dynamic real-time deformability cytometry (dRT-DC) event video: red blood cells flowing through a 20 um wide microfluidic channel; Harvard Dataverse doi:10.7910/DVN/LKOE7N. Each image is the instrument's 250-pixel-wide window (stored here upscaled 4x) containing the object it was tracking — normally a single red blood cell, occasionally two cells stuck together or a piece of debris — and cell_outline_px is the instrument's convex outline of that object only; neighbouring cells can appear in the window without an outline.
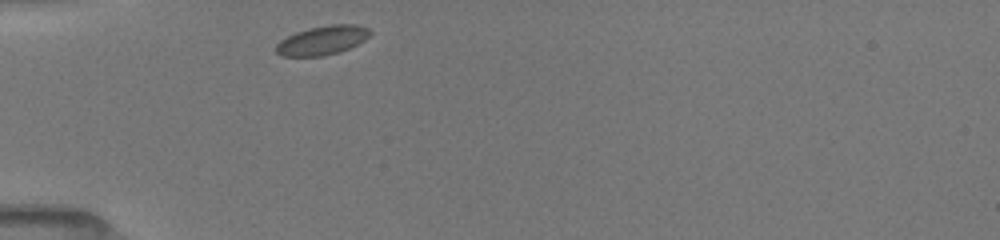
{"species": "common noctule bat (a hibernating species)", "species_latin": "Nyctalus noctula", "temperature_condition": "room temperature", "stored_images_in_passage": 16, "camera_frame_rate_fps": 3000, "um_per_image_px": 0.085, "animal": {"sex": "female", "body_mass_g": 19.5, "forearm_length_mm": 54.1}, "frame": {"image": 1, "passage_image": 1, "time_ms": 0.0, "image_size_px": [1000, 240], "cell_outline_px": [[372, 32], [364, 40], [340, 52], [324, 56], [280, 56], [276, 52], [276, 44], [280, 40], [296, 32], [308, 28], [332, 24], [356, 24], [368, 28]], "centroid_in_image_um": [27.39, 3.43], "position_along_channel_um": 57.6, "area_um2": 15.9}}
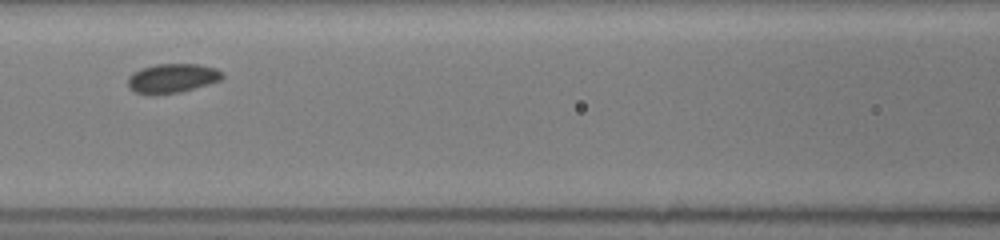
{"frame": {"image": 2, "passage_image": 11, "time_ms": 2.667, "image_size_px": [1000, 240], "cell_outline_px": [[224, 76], [220, 80], [196, 88], [180, 92], [156, 96], [152, 96], [136, 92], [128, 88], [128, 76], [132, 72], [140, 68], [156, 64], [200, 64], [216, 68], [224, 72]], "centroid_in_image_um": [14.62, 6.66], "position_along_channel_um": 152.0, "area_um2": 16.53}}
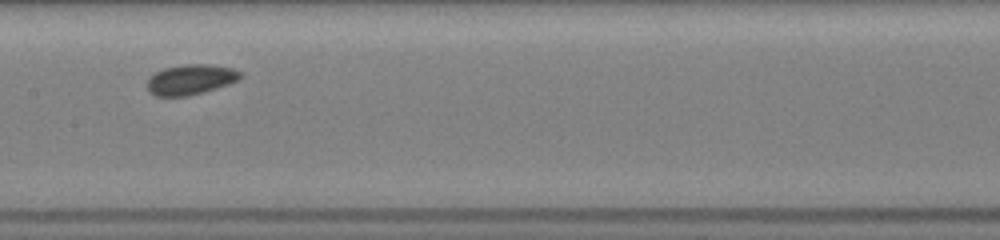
{"frame": {"image": 3, "passage_image": 15, "time_ms": 3.667, "image_size_px": [1000, 240], "cell_outline_px": [[240, 80], [204, 92], [188, 96], [156, 96], [148, 92], [144, 84], [148, 76], [164, 68], [184, 64], [212, 64], [232, 68], [240, 72]], "centroid_in_image_um": [16.13, 6.76], "position_along_channel_um": 191.3, "area_um2": 16.7}}